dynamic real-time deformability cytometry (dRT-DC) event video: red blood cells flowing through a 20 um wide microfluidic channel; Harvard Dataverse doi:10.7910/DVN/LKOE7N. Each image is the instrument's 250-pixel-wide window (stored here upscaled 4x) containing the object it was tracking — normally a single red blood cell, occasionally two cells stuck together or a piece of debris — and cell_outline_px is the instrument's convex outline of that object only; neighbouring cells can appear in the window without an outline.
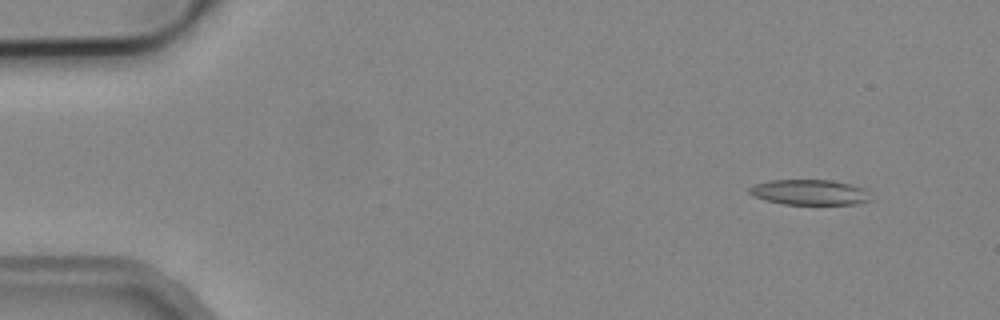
{"species": "common noctule bat (a hibernating species)", "species_latin": "Nyctalus noctula", "temperature_condition": "cold", "stored_images_in_passage": 5, "camera_frame_rate_fps": 3000, "um_per_image_px": 0.085, "animal": {"sex": "male", "body_mass_g": 19.2, "forearm_length_mm": 51.8}, "frame": {"image": 1, "passage_image": 2, "time_ms": 1.0, "image_size_px": [1000, 320], "cell_outline_px": [[872, 200], [856, 204], [784, 204], [764, 200], [748, 192], [748, 188], [752, 184], [768, 180], [832, 180], [868, 188]], "centroid_in_image_um": [68.85, 16.33], "position_along_channel_um": 16.2, "area_um2": 18.21}}
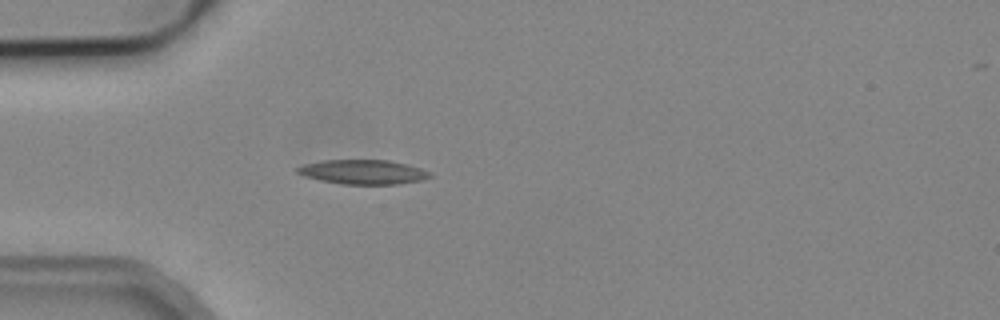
{"frame": {"image": 2, "passage_image": 5, "time_ms": 4.667, "image_size_px": [1000, 320], "cell_outline_px": [[432, 176], [420, 180], [396, 184], [344, 184], [320, 180], [304, 176], [296, 172], [296, 168], [304, 164], [324, 160], [388, 160], [420, 168], [432, 172]], "centroid_in_image_um": [30.84, 14.61], "position_along_channel_um": 54.2, "area_um2": 18.67}}